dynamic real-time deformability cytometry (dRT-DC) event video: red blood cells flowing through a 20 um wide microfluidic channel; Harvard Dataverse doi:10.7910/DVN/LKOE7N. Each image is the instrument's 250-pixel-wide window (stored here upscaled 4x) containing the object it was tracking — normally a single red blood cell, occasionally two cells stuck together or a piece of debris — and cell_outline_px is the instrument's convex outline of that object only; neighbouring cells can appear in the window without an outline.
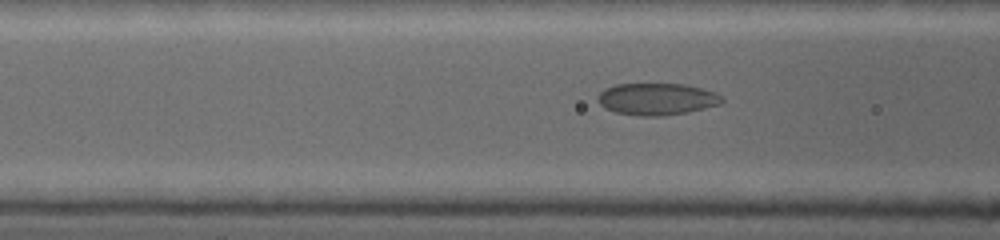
{"species": "common noctule bat (a hibernating species)", "species_latin": "Nyctalus noctula", "temperature_condition": "warm", "stored_images_in_passage": 11, "camera_frame_rate_fps": 5000, "um_per_image_px": 0.085, "animal": {"sex": "female", "body_mass_g": 19.0, "forearm_length_mm": 53.3}, "frame": {"image": 1, "passage_image": 8, "time_ms": 1.8, "image_size_px": [1000, 240], "cell_outline_px": [[724, 100], [720, 104], [684, 112], [656, 116], [644, 116], [616, 112], [604, 108], [600, 104], [600, 92], [616, 84], [684, 84], [700, 88], [712, 92], [720, 96]], "centroid_in_image_um": [55.82, 8.41], "position_along_channel_um": 110.8, "area_um2": 22.37}}